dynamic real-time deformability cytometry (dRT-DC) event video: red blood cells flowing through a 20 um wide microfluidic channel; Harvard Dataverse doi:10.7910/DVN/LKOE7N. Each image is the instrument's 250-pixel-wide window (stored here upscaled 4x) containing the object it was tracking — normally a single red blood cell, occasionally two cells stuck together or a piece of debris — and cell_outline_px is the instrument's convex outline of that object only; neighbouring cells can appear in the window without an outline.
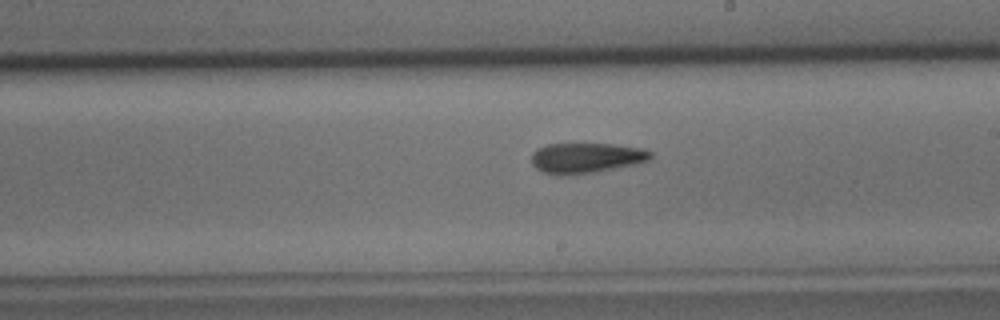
{"species": "common noctule bat (a hibernating species)", "species_latin": "Nyctalus noctula", "temperature_condition": "cold", "stored_images_in_passage": 31, "camera_frame_rate_fps": 3000, "um_per_image_px": 0.085, "animal": {"sex": "male", "body_mass_g": 15.6}, "frame": {"image": 1, "passage_image": 22, "time_ms": 7.0, "image_size_px": [1000, 320], "cell_outline_px": [[652, 156], [648, 160], [636, 164], [600, 172], [572, 176], [556, 176], [544, 172], [536, 168], [532, 164], [532, 152], [536, 148], [548, 144], [612, 144], [644, 148], [652, 152]], "centroid_in_image_um": [49.82, 13.45], "position_along_channel_um": 239.2, "area_um2": 21.56}}
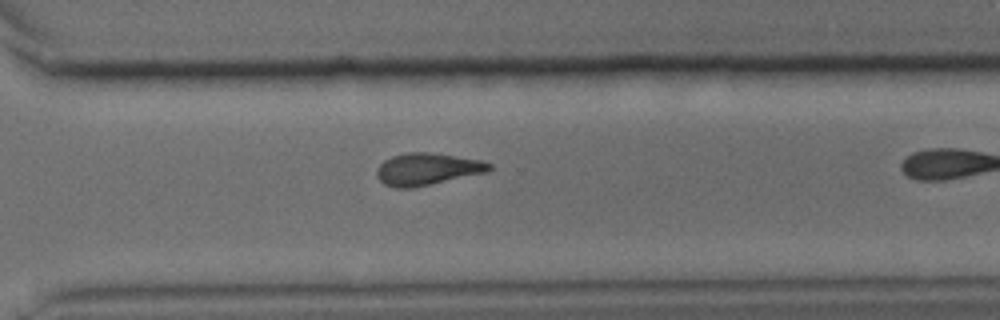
{"frame": {"image": 2, "passage_image": 28, "time_ms": 9.0, "image_size_px": [1000, 320], "cell_outline_px": [[492, 168], [488, 172], [412, 188], [396, 188], [384, 184], [376, 176], [376, 168], [384, 160], [392, 156], [408, 152], [428, 152], [480, 160], [492, 164]], "centroid_in_image_um": [36.29, 14.38], "position_along_channel_um": 334.3, "area_um2": 20.98}}
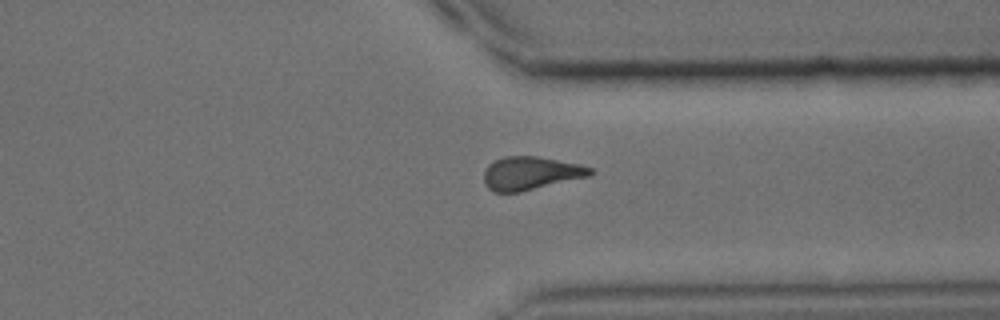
{"frame": {"image": 3, "passage_image": 30, "time_ms": 9.667, "image_size_px": [1000, 320], "cell_outline_px": [[596, 172], [588, 176], [520, 192], [492, 192], [484, 184], [484, 168], [488, 164], [504, 156], [536, 156], [580, 164], [592, 168]], "centroid_in_image_um": [45.08, 14.72], "position_along_channel_um": 366.3, "area_um2": 20.63}}